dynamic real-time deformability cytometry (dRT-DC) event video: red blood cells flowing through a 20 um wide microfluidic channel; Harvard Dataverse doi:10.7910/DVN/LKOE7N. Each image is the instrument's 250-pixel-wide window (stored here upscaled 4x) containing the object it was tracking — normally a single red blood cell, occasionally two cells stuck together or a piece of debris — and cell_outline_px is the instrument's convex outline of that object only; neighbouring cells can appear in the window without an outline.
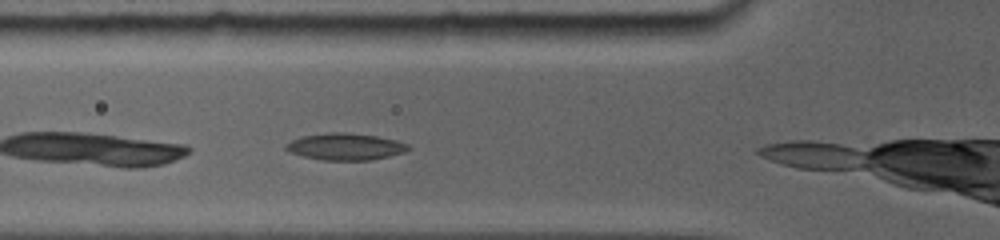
{"species": "common noctule bat (a hibernating species)", "species_latin": "Nyctalus noctula", "temperature_condition": "room temperature", "stored_images_in_passage": 7, "camera_frame_rate_fps": 5000, "um_per_image_px": 0.085, "animal": {"sex": "female", "body_mass_g": 19.0, "forearm_length_mm": 56.7}, "frame": {"image": 1, "passage_image": 4, "time_ms": 1.4, "image_size_px": [1000, 240], "cell_outline_px": [[408, 148], [404, 152], [388, 156], [368, 160], [324, 160], [304, 156], [292, 152], [284, 148], [292, 140], [304, 136], [332, 132], [336, 132], [376, 136], [408, 144]], "centroid_in_image_um": [29.34, 12.47], "position_along_channel_um": 96.5, "area_um2": 18.38}}